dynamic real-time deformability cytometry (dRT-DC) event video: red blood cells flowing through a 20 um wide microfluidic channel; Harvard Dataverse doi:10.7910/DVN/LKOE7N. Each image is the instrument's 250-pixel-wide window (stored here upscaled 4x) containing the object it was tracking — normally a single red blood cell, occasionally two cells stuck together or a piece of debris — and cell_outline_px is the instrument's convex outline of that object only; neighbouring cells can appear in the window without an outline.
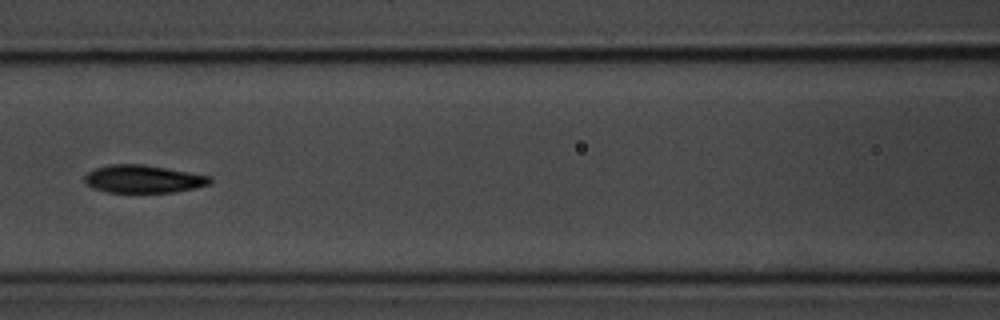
{"species": "common noctule bat (a hibernating species)", "species_latin": "Nyctalus noctula", "temperature_condition": "room temperature", "stored_images_in_passage": 7, "camera_frame_rate_fps": 3000, "um_per_image_px": 0.085, "animal": {"sex": "male", "body_mass_g": 20.1, "forearm_length_mm": 53.5}, "frame": {"image": 1, "passage_image": 7, "time_ms": 7.0, "image_size_px": [1000, 320], "cell_outline_px": [[212, 184], [196, 188], [172, 192], [104, 192], [92, 188], [84, 184], [84, 176], [88, 172], [96, 168], [112, 164], [144, 164], [212, 176]], "centroid_in_image_um": [12.18, 15.22], "position_along_channel_um": 154.4, "area_um2": 20.52}}